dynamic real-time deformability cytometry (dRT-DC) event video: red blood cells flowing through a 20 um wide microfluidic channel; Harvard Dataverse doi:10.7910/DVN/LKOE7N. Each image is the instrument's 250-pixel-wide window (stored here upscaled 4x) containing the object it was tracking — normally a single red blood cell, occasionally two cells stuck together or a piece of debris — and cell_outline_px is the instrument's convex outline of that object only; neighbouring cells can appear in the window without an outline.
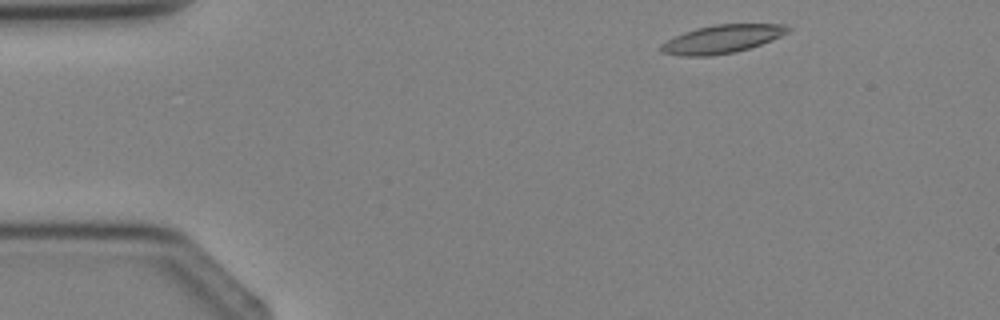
{"species": "Egyptian fruit bat (a non-hibernating species)", "species_latin": "Rousettus aegyptiacus", "temperature_condition": "cold", "stored_images_in_passage": 3, "camera_frame_rate_fps": 3000, "um_per_image_px": 0.085, "animal": {"sex": "female"}, "frame": {"image": 1, "passage_image": 1, "time_ms": 0.0, "image_size_px": [1000, 320], "cell_outline_px": [[792, 28], [788, 32], [772, 40], [736, 52], [708, 56], [684, 56], [660, 52], [660, 44], [684, 32], [696, 28], [716, 24], [784, 24]], "centroid_in_image_um": [61.37, 3.32], "position_along_channel_um": 23.6, "area_um2": 20.75}}
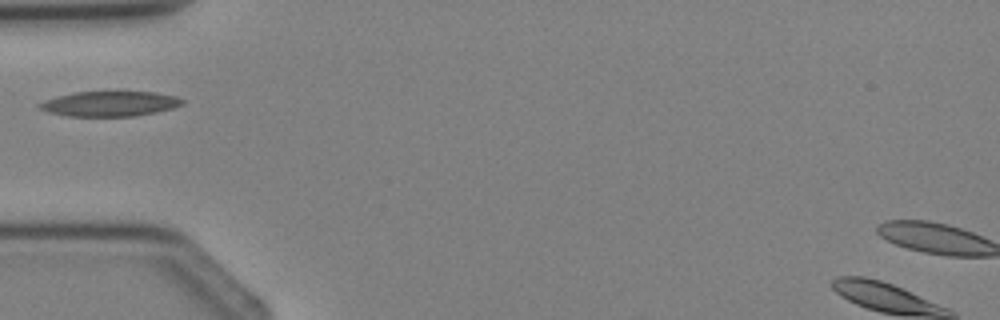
{"frame": {"image": 2, "passage_image": 3, "time_ms": 2.333, "image_size_px": [1000, 320], "cell_outline_px": [[184, 104], [172, 108], [156, 112], [136, 116], [68, 116], [48, 112], [40, 108], [36, 104], [44, 100], [56, 96], [76, 92], [152, 92], [176, 96], [184, 100]], "centroid_in_image_um": [9.32, 8.82], "position_along_channel_um": 75.7, "area_um2": 20.81}}